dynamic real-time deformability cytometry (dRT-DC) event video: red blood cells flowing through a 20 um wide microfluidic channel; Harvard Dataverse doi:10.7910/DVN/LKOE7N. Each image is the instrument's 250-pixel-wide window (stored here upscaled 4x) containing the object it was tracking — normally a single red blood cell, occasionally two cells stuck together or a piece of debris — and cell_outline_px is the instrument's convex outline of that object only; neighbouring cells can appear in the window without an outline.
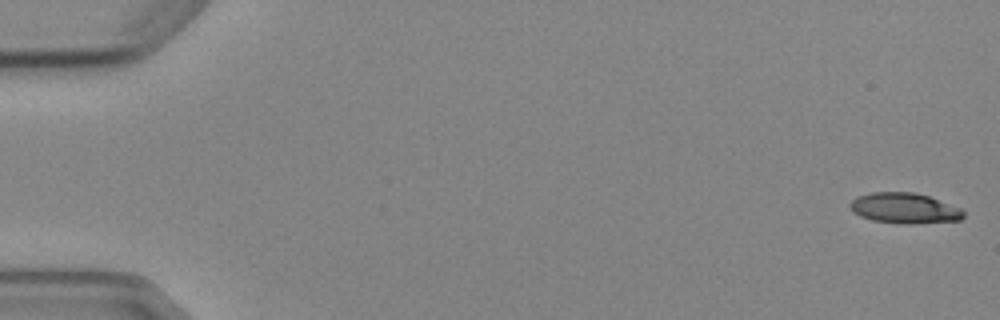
{"species": "Egyptian fruit bat (a non-hibernating species)", "species_latin": "Rousettus aegyptiacus", "temperature_condition": "cold", "stored_images_in_passage": 6, "camera_frame_rate_fps": 3000, "um_per_image_px": 0.085, "animal": {"sex": "female"}, "frame": {"image": 1, "passage_image": 1, "time_ms": 0.0, "image_size_px": [1000, 320], "cell_outline_px": [[964, 216], [960, 220], [912, 224], [904, 224], [872, 220], [860, 216], [852, 212], [848, 204], [852, 200], [860, 196], [872, 192], [912, 192], [928, 196], [960, 208], [964, 212]], "centroid_in_image_um": [76.86, 17.7], "position_along_channel_um": 8.1, "area_um2": 20.06}}
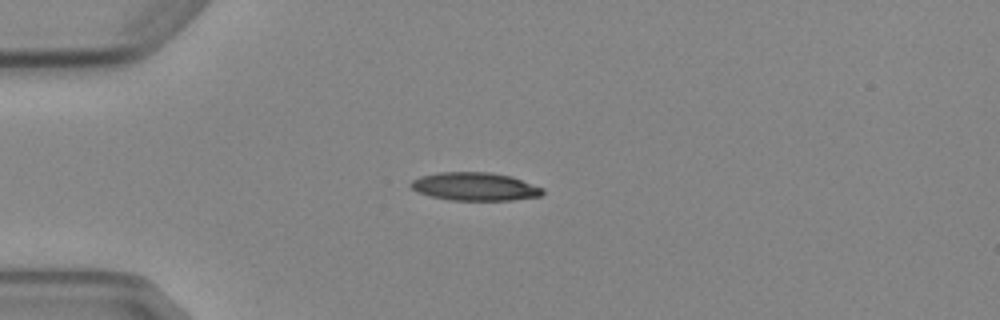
{"frame": {"image": 2, "passage_image": 4, "time_ms": 4.333, "image_size_px": [1000, 320], "cell_outline_px": [[544, 192], [540, 196], [512, 200], [448, 200], [432, 196], [420, 192], [412, 188], [408, 184], [412, 180], [420, 176], [440, 172], [488, 172], [512, 176], [544, 188]], "centroid_in_image_um": [40.38, 15.85], "position_along_channel_um": 44.6, "area_um2": 21.62}}
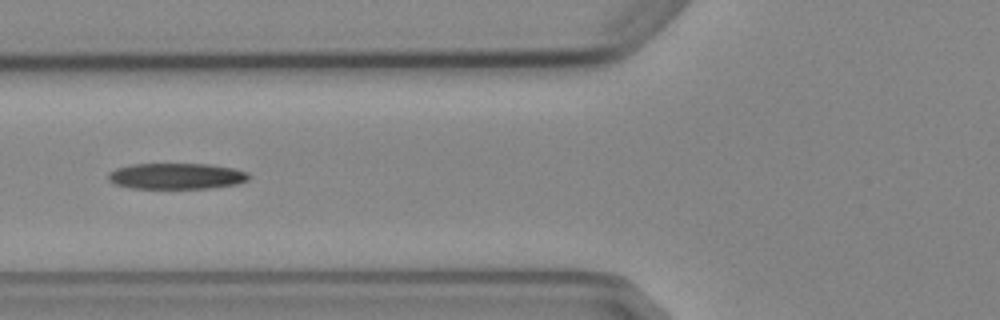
{"frame": {"image": 3, "passage_image": 6, "time_ms": 6.667, "image_size_px": [1000, 320], "cell_outline_px": [[248, 180], [236, 184], [212, 188], [132, 188], [116, 184], [108, 180], [108, 172], [116, 168], [132, 164], [208, 164], [232, 168], [248, 172]], "centroid_in_image_um": [14.98, 14.97], "position_along_channel_um": 110.8, "area_um2": 21.21}}